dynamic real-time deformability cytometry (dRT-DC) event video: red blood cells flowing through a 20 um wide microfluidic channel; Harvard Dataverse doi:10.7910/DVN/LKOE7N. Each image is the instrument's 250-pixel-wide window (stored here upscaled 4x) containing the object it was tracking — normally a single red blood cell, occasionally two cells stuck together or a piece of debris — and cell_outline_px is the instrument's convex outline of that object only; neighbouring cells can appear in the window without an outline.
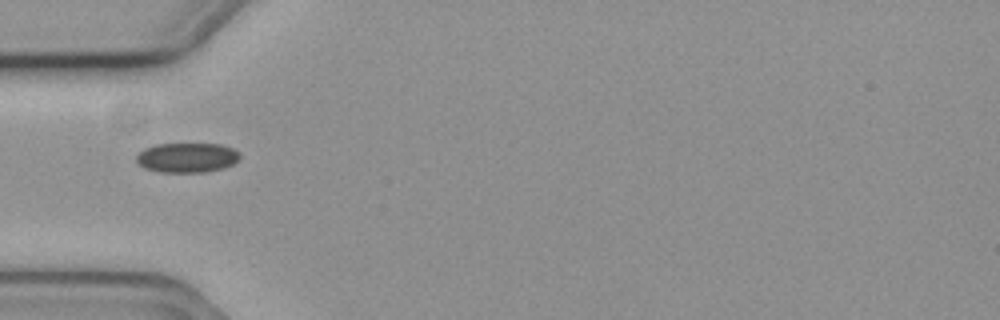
{"species": "common noctule bat (a hibernating species)", "species_latin": "Nyctalus noctula", "temperature_condition": "cold", "stored_images_in_passage": 7, "camera_frame_rate_fps": 3000, "um_per_image_px": 0.085, "animal": {"sex": "female", "body_mass_g": 19.3, "forearm_length_mm": 54.1}, "frame": {"image": 1, "passage_image": 1, "time_ms": 0.0, "image_size_px": [1000, 320], "cell_outline_px": [[240, 156], [232, 164], [224, 168], [204, 172], [160, 172], [144, 168], [136, 160], [136, 156], [144, 148], [156, 144], [220, 144], [232, 148], [240, 152]], "centroid_in_image_um": [15.89, 13.39], "position_along_channel_um": 69.1, "area_um2": 17.86}}
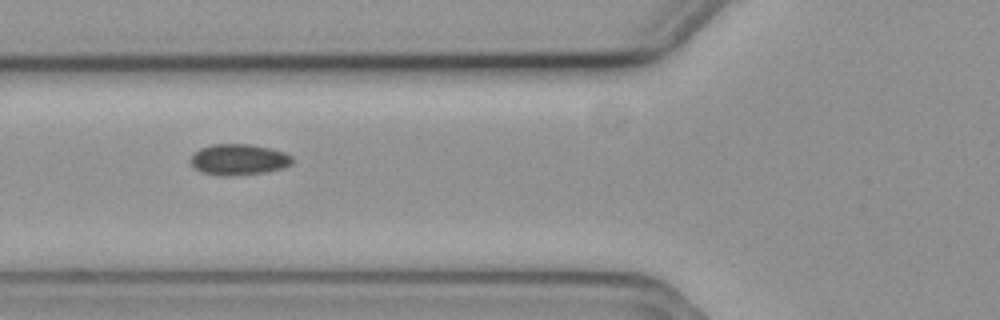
{"frame": {"image": 2, "passage_image": 2, "time_ms": 0.333, "image_size_px": [1000, 320], "cell_outline_px": [[292, 164], [280, 168], [264, 172], [232, 176], [220, 176], [200, 172], [192, 164], [192, 156], [200, 148], [212, 144], [248, 144], [272, 148], [284, 152], [292, 156]], "centroid_in_image_um": [20.3, 13.56], "position_along_channel_um": 105.5, "area_um2": 18.26}}
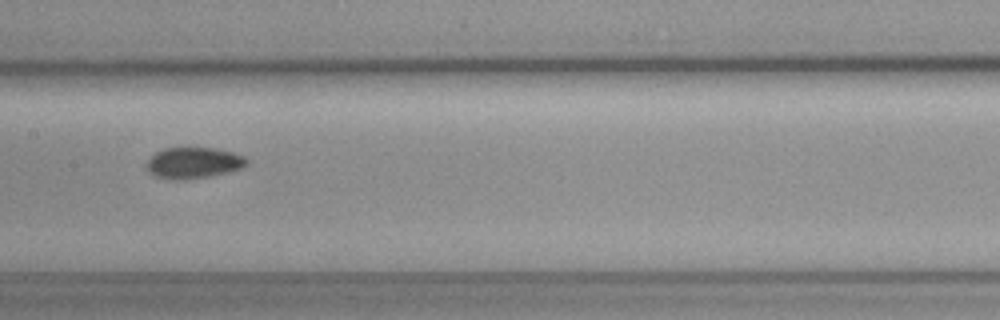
{"frame": {"image": 3, "passage_image": 4, "time_ms": 1.0, "image_size_px": [1000, 320], "cell_outline_px": [[248, 164], [240, 168], [228, 172], [208, 176], [184, 180], [176, 180], [152, 176], [144, 168], [144, 164], [156, 152], [164, 148], [216, 148], [232, 152], [244, 156], [248, 160]], "centroid_in_image_um": [16.39, 13.85], "position_along_channel_um": 191.0, "area_um2": 18.32}}